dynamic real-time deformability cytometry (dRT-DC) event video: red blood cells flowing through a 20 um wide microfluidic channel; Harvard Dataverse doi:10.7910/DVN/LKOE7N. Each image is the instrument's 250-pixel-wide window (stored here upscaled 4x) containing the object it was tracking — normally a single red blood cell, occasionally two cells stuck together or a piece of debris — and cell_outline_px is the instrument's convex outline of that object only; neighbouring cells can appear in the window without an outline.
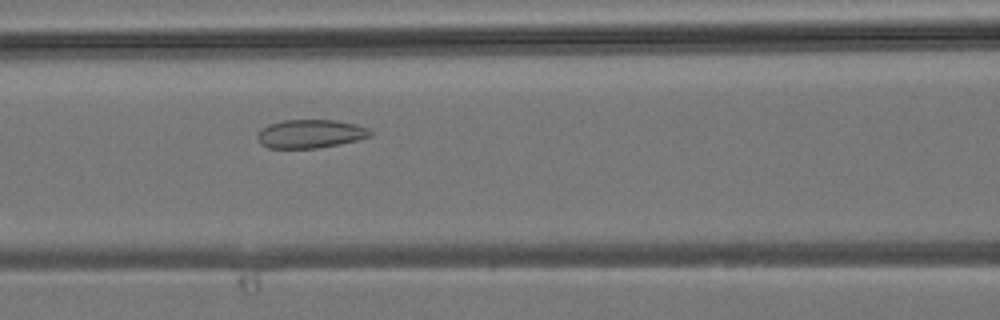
{"species": "common noctule bat (a hibernating species)", "species_latin": "Nyctalus noctula", "temperature_condition": "room temperature", "stored_images_in_passage": 36, "camera_frame_rate_fps": 3000, "um_per_image_px": 0.085, "animal": {"sex": "male", "body_mass_g": 19.2, "forearm_length_mm": 51.8}, "frame": {"image": 1, "passage_image": 18, "time_ms": 5.667, "image_size_px": [1000, 320], "cell_outline_px": [[372, 136], [340, 144], [316, 148], [268, 148], [260, 144], [256, 136], [268, 124], [284, 120], [336, 120], [356, 124], [368, 128], [372, 132]], "centroid_in_image_um": [26.39, 11.37], "position_along_channel_um": 140.2, "area_um2": 18.73}}
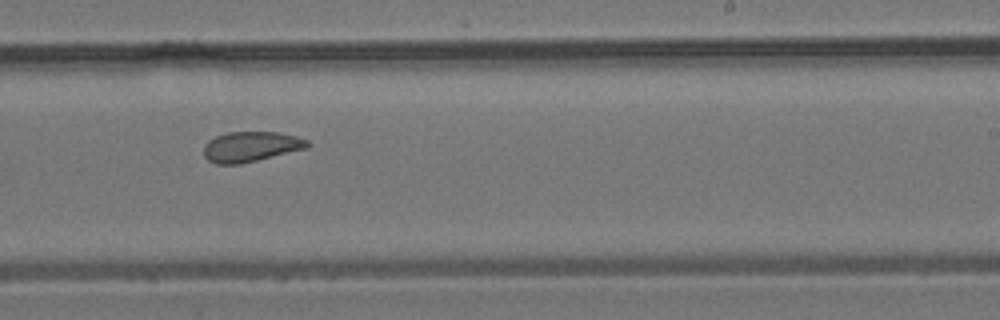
{"frame": {"image": 2, "passage_image": 26, "time_ms": 8.333, "image_size_px": [1000, 320], "cell_outline_px": [[312, 144], [308, 148], [240, 164], [216, 164], [208, 160], [204, 156], [204, 144], [208, 140], [216, 136], [228, 132], [276, 132], [296, 136], [308, 140]], "centroid_in_image_um": [21.33, 12.46], "position_along_channel_um": 267.7, "area_um2": 18.32}}
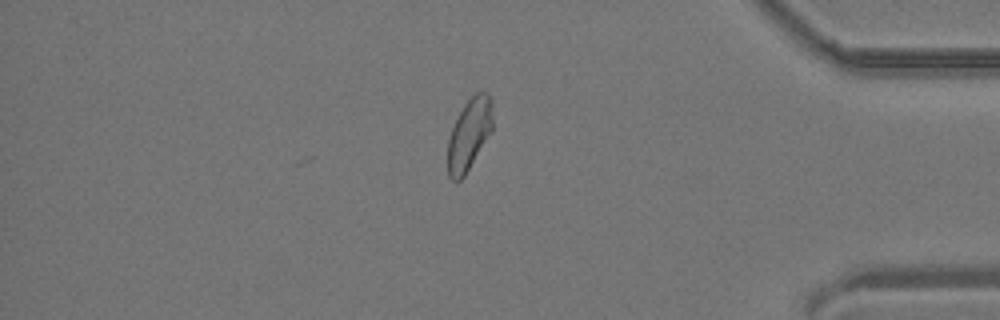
{"frame": {"image": 3, "passage_image": 36, "time_ms": 11.667, "image_size_px": [1000, 320], "cell_outline_px": [[492, 132], [464, 176], [460, 180], [452, 180], [448, 176], [448, 140], [452, 128], [464, 104], [476, 92], [484, 92], [492, 100]], "centroid_in_image_um": [39.89, 11.43], "position_along_channel_um": 395.3, "area_um2": 18.55}}